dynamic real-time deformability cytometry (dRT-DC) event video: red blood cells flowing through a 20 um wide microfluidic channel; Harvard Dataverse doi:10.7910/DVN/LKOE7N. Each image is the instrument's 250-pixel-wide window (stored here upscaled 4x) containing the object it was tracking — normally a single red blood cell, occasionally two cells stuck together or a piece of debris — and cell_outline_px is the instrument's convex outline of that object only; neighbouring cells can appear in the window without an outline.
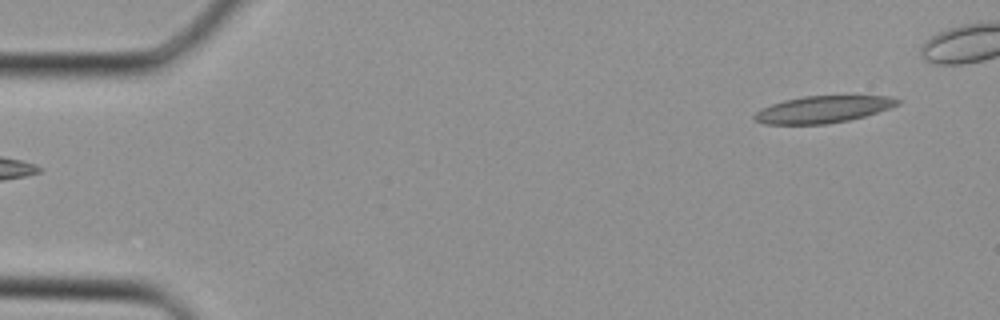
{"species": "Egyptian fruit bat (a non-hibernating species)", "species_latin": "Rousettus aegyptiacus", "temperature_condition": "cold", "stored_images_in_passage": 29, "camera_frame_rate_fps": 3000, "um_per_image_px": 0.085, "animal": {"sex": "female"}, "frame": {"image": 1, "passage_image": 1, "time_ms": 0.0, "image_size_px": [1000, 320], "cell_outline_px": [[900, 104], [864, 116], [848, 120], [824, 124], [764, 124], [752, 120], [752, 116], [760, 108], [784, 100], [804, 96], [888, 96], [900, 100]], "centroid_in_image_um": [69.88, 9.3], "position_along_channel_um": 15.1, "area_um2": 22.31}}
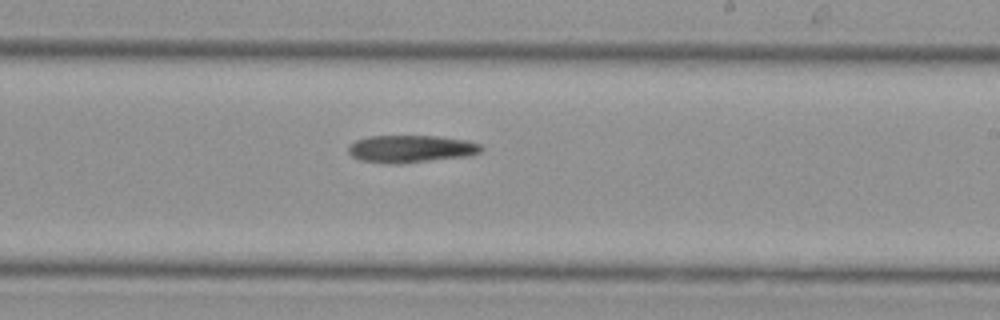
{"frame": {"image": 2, "passage_image": 20, "time_ms": 6.333, "image_size_px": [1000, 320], "cell_outline_px": [[484, 148], [480, 152], [468, 156], [400, 164], [384, 164], [360, 160], [352, 156], [348, 152], [348, 144], [356, 140], [368, 136], [436, 136], [468, 140], [480, 144]], "centroid_in_image_um": [34.91, 12.66], "position_along_channel_um": 254.1, "area_um2": 21.5}}
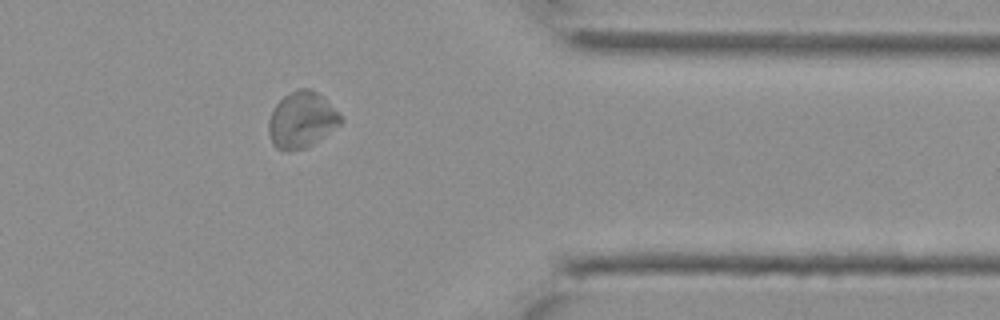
{"frame": {"image": 3, "passage_image": 28, "time_ms": 9.0, "image_size_px": [1000, 320], "cell_outline_px": [[344, 120], [340, 124], [312, 144], [304, 148], [288, 152], [284, 152], [276, 148], [272, 144], [268, 132], [268, 120], [276, 104], [284, 96], [296, 88], [312, 88]], "centroid_in_image_um": [25.58, 10.21], "position_along_channel_um": 385.8, "area_um2": 23.24}}